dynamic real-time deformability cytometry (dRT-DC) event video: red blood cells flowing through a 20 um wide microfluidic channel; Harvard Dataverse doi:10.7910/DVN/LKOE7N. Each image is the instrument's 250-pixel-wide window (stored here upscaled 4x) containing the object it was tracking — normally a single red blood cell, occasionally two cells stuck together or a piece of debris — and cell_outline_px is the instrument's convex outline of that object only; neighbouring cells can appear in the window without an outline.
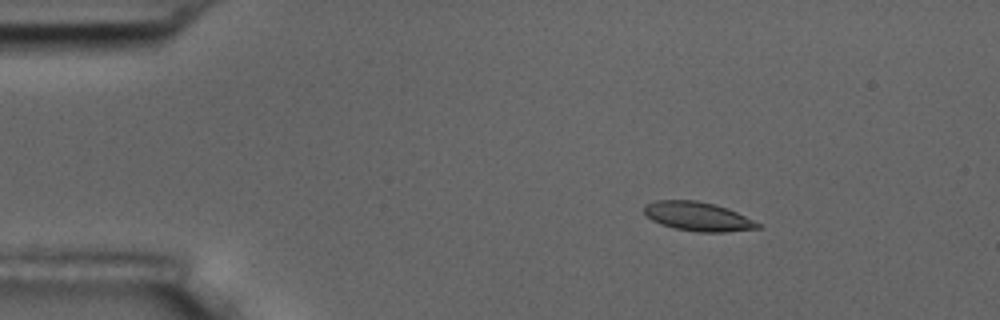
{"species": "common noctule bat (a hibernating species)", "species_latin": "Nyctalus noctula", "temperature_condition": "room temperature", "stored_images_in_passage": 6, "camera_frame_rate_fps": 3000, "um_per_image_px": 0.085, "animal": {"sex": "male", "body_mass_g": 17.5, "forearm_length_mm": 52.3}, "frame": {"image": 1, "passage_image": 3, "time_ms": 2.333, "image_size_px": [1000, 320], "cell_outline_px": [[760, 228], [724, 232], [696, 232], [676, 228], [660, 224], [644, 216], [644, 204], [656, 200], [696, 200], [728, 208], [760, 224]], "centroid_in_image_um": [59.25, 18.39], "position_along_channel_um": 25.7, "area_um2": 19.13}}
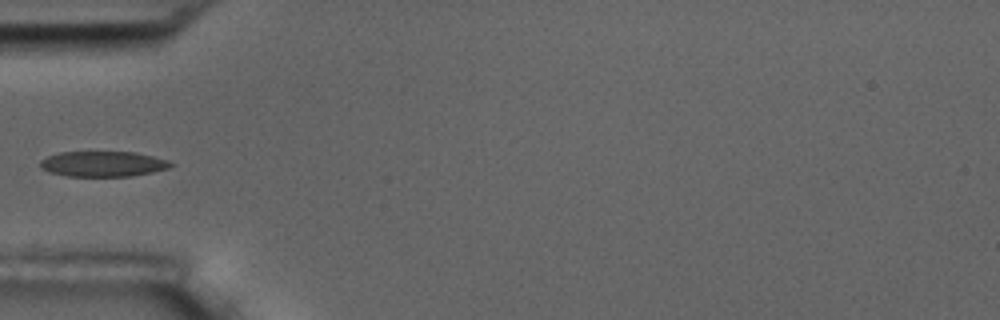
{"frame": {"image": 2, "passage_image": 6, "time_ms": 5.667, "image_size_px": [1000, 320], "cell_outline_px": [[176, 164], [168, 168], [152, 172], [132, 176], [68, 176], [48, 172], [40, 168], [40, 160], [48, 156], [60, 152], [136, 152], [168, 160]], "centroid_in_image_um": [8.75, 13.93], "position_along_channel_um": 76.2, "area_um2": 19.36}}